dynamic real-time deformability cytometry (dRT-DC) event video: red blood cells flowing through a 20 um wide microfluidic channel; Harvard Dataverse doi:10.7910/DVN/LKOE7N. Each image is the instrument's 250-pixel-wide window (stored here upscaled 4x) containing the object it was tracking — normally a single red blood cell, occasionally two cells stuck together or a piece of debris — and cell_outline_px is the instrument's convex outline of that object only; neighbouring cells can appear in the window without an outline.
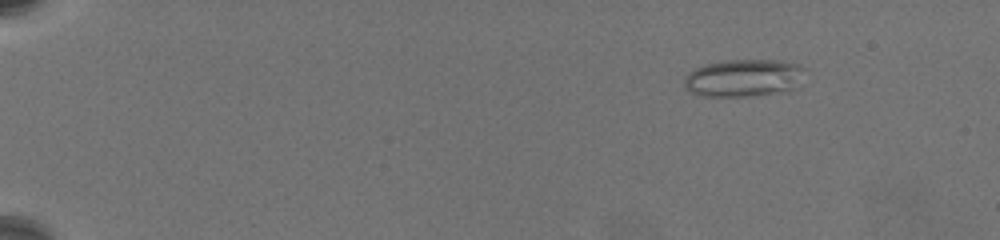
{"species": "common noctule bat (a hibernating species)", "species_latin": "Nyctalus noctula", "temperature_condition": "warm", "stored_images_in_passage": 65, "camera_frame_rate_fps": 3000, "um_per_image_px": 0.085, "animal": {"sex": "female", "body_mass_g": 19.5, "forearm_length_mm": 54.1}, "frame": {"image": 1, "passage_image": 10, "time_ms": 3.0, "image_size_px": [1000, 240], "cell_outline_px": [[804, 68], [796, 88], [788, 92], [748, 96], [704, 96], [692, 92], [684, 88], [684, 76], [688, 72], [704, 64], [728, 60], [780, 60], [796, 64]], "centroid_in_image_um": [63.19, 6.63], "position_along_channel_um": 21.8, "area_um2": 26.47}}
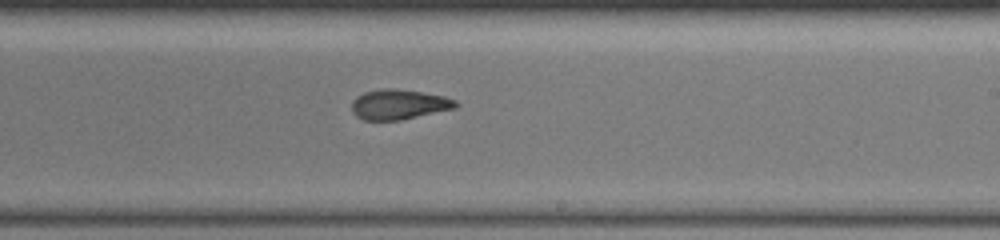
{"frame": {"image": 2, "passage_image": 43, "time_ms": 14.0, "image_size_px": [1000, 240], "cell_outline_px": [[460, 104], [456, 108], [400, 120], [364, 120], [356, 116], [352, 112], [352, 100], [356, 96], [364, 92], [384, 88], [396, 88], [444, 96], [456, 100]], "centroid_in_image_um": [33.9, 8.87], "position_along_channel_um": 255.1, "area_um2": 18.26}}
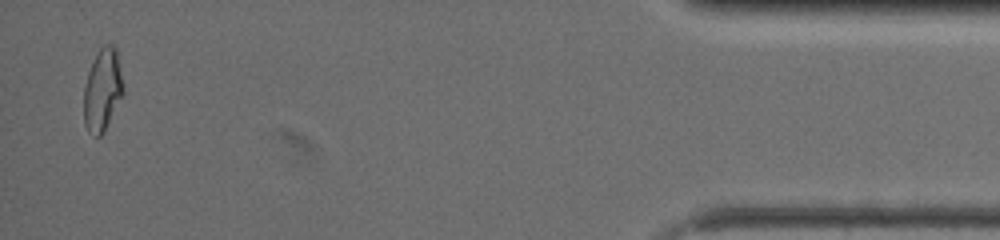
{"frame": {"image": 3, "passage_image": 64, "time_ms": 21.0, "image_size_px": [1000, 240], "cell_outline_px": [[124, 92], [104, 132], [100, 136], [96, 136], [88, 132], [84, 124], [84, 88], [88, 72], [92, 60], [100, 48], [104, 44], [112, 44], [116, 48], [124, 88]], "centroid_in_image_um": [8.71, 7.64], "position_along_channel_um": 426.5, "area_um2": 18.96}, "authors_computed_cell_mechanics": {"area_um2": 18.9584, "velocity_mm_per_s": 3.4282, "shape_relaxation_time_tau1_ms": null, "shape_relaxation_time_tau2_ms": 2.3776, "deformation_change_tau1": null, "deformation_change_tau2": 0.0976}}